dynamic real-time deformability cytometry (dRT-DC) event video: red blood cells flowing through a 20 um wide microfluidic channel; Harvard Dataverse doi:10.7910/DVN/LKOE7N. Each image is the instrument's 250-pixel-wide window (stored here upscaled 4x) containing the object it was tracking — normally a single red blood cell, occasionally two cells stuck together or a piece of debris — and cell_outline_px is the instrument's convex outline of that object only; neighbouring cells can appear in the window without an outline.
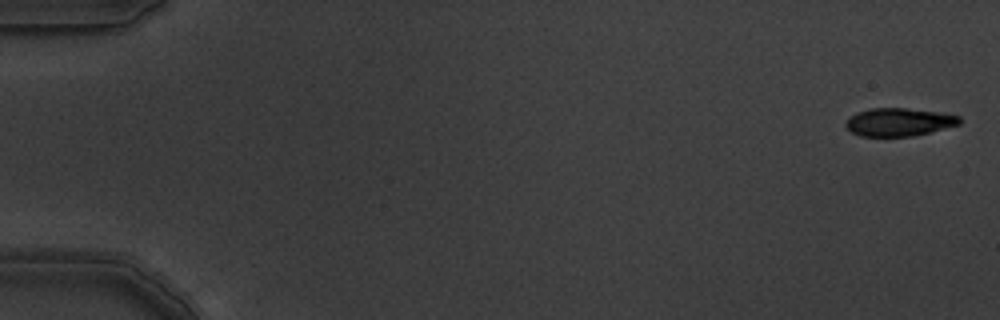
{"species": "common noctule bat (a hibernating species)", "species_latin": "Nyctalus noctula", "temperature_condition": "warm", "stored_images_in_passage": 7, "camera_frame_rate_fps": 3000, "um_per_image_px": 0.085, "animal": {"sex": "male", "body_mass_g": 19.5, "forearm_length_mm": 54.6}, "frame": {"image": 1, "passage_image": 1, "time_ms": 0.0, "image_size_px": [1000, 320], "cell_outline_px": [[960, 124], [912, 136], [860, 136], [852, 132], [844, 124], [856, 112], [872, 108], [904, 108], [936, 112], [960, 116]], "centroid_in_image_um": [76.38, 10.37], "position_along_channel_um": 8.6, "area_um2": 18.21}}
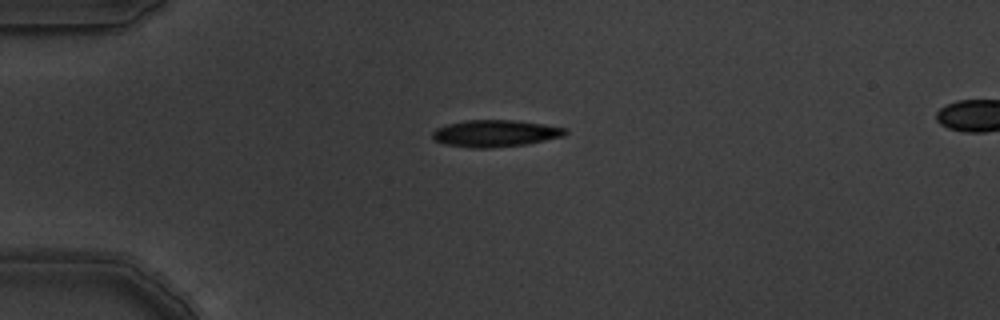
{"frame": {"image": 2, "passage_image": 5, "time_ms": 1.333, "image_size_px": [1000, 320], "cell_outline_px": [[568, 132], [564, 136], [524, 144], [492, 148], [472, 148], [444, 144], [432, 140], [432, 132], [436, 128], [448, 124], [464, 120], [516, 120], [544, 124], [568, 128]], "centroid_in_image_um": [42.08, 11.33], "position_along_channel_um": 42.9, "area_um2": 20.92}}